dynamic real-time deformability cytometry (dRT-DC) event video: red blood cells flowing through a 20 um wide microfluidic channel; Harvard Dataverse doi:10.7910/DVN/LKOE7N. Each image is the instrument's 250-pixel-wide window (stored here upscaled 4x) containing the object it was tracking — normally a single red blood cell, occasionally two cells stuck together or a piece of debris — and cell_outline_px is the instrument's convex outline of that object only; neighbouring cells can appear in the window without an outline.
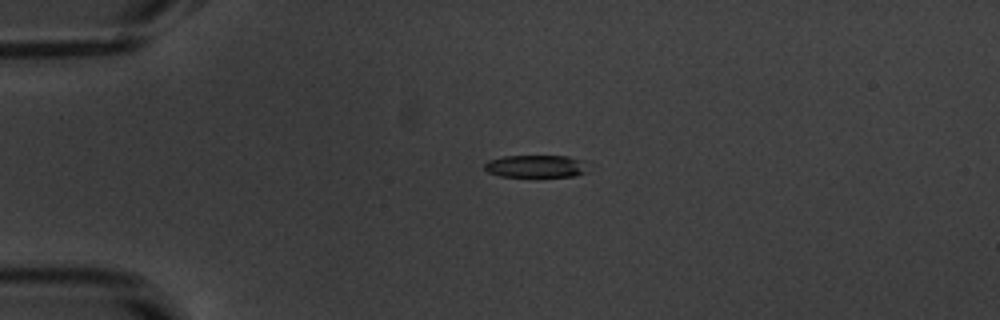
{"species": "common noctule bat (a hibernating species)", "species_latin": "Nyctalus noctula", "temperature_condition": "warm", "stored_images_in_passage": 41, "camera_frame_rate_fps": 3000, "um_per_image_px": 0.085, "animal": {"sex": "male", "body_mass_g": 20.1, "forearm_length_mm": 53.5}, "frame": {"image": 1, "passage_image": 1, "time_ms": 0.0, "image_size_px": [1000, 320], "cell_outline_px": [[588, 160], [584, 172], [576, 176], [536, 180], [500, 176], [488, 172], [484, 168], [484, 164], [488, 160], [504, 156], [568, 156]], "centroid_in_image_um": [45.58, 14.19], "position_along_channel_um": 39.4, "area_um2": 14.68}}
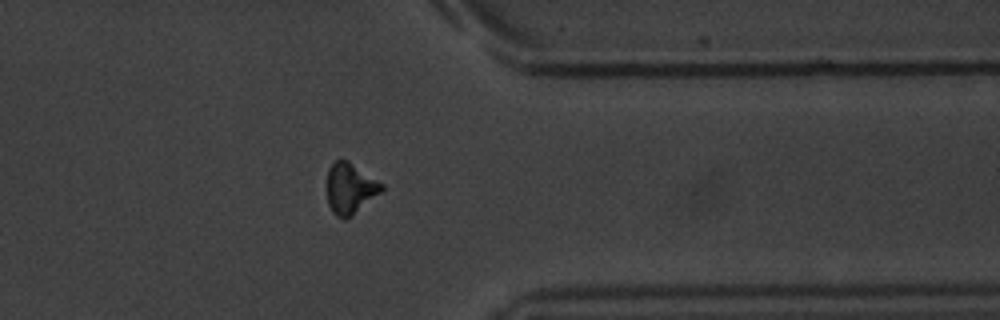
{"frame": {"image": 2, "passage_image": 31, "time_ms": 10.0, "image_size_px": [1000, 320], "cell_outline_px": [[384, 192], [352, 216], [344, 220], [336, 216], [332, 212], [328, 204], [328, 168], [336, 160], [348, 160], [384, 184]], "centroid_in_image_um": [29.81, 16.04], "position_along_channel_um": 381.6, "area_um2": 16.47}}
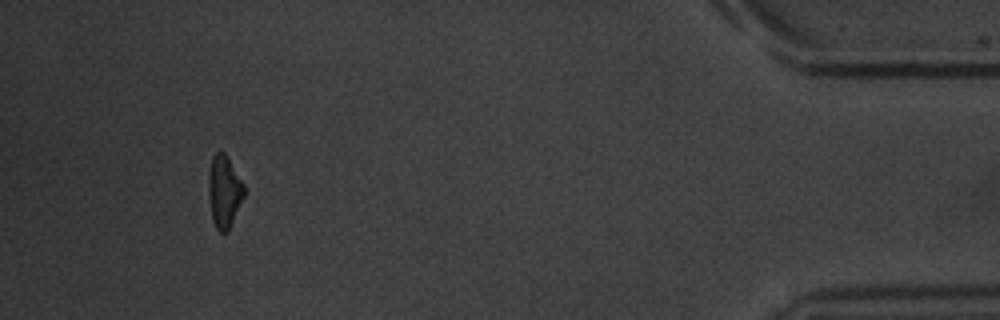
{"frame": {"image": 3, "passage_image": 38, "time_ms": 12.333, "image_size_px": [1000, 320], "cell_outline_px": [[244, 196], [228, 232], [220, 232], [216, 228], [212, 220], [208, 192], [208, 172], [212, 156], [216, 152], [224, 152], [244, 184]], "centroid_in_image_um": [19.04, 16.28], "position_along_channel_um": 416.2, "area_um2": 14.97}, "authors_computed_cell_mechanics": {"area_um2": 15.7794, "velocity_mm_per_s": 3.8362, "shape_relaxation_time_tau1_ms": 3.4811, "shape_relaxation_time_tau2_ms": 3.9514, "deformation_change_tau1": 0.1533, "deformation_change_tau2": 0.1297}}